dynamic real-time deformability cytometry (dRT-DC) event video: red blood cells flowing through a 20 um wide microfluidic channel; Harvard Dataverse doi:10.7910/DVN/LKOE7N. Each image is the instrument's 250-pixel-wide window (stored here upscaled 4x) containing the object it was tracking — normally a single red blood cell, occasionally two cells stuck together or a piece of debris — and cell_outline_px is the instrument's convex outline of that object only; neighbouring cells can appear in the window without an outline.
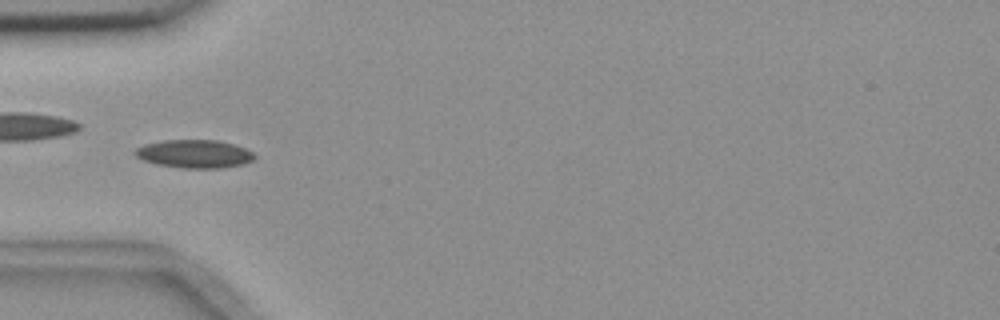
{"species": "common noctule bat (a hibernating species)", "species_latin": "Nyctalus noctula", "temperature_condition": "room temperature", "stored_images_in_passage": 6, "camera_frame_rate_fps": 3000, "um_per_image_px": 0.085, "animal": {"sex": "female", "body_mass_g": 18.4}, "frame": {"image": 1, "passage_image": 6, "time_ms": 6.0, "image_size_px": [1000, 320], "cell_outline_px": [[256, 156], [252, 160], [244, 164], [224, 168], [180, 168], [156, 164], [144, 160], [136, 156], [132, 152], [136, 148], [144, 144], [164, 140], [216, 140], [232, 144], [244, 148], [252, 152]], "centroid_in_image_um": [16.5, 13.08], "position_along_channel_um": 68.5, "area_um2": 19.65}}